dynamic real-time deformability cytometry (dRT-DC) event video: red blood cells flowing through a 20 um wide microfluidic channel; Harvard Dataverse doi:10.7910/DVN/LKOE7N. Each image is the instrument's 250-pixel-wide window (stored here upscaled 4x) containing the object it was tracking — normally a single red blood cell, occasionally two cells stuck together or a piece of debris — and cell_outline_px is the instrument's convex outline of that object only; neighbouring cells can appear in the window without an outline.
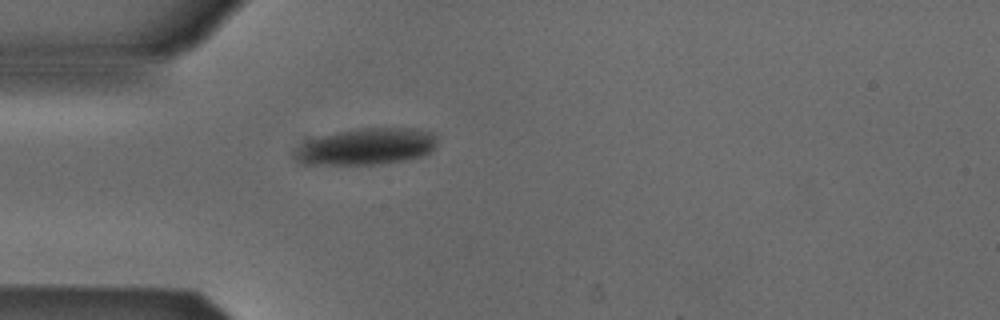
{"species": "Egyptian fruit bat (a non-hibernating species)", "species_latin": "Rousettus aegyptiacus", "temperature_condition": "cold", "stored_images_in_passage": 32, "camera_frame_rate_fps": 3000, "um_per_image_px": 0.085, "animal": {"sex": "male"}, "frame": {"image": 1, "passage_image": 1, "time_ms": 0.0, "image_size_px": [1000, 320], "cell_outline_px": [[440, 136], [436, 148], [432, 152], [420, 156], [404, 160], [380, 164], [304, 164], [296, 156], [300, 148], [304, 144], [312, 140], [324, 136], [340, 132], [360, 128], [416, 128], [432, 132]], "centroid_in_image_um": [31.35, 12.45], "position_along_channel_um": 53.7, "area_um2": 29.82}}
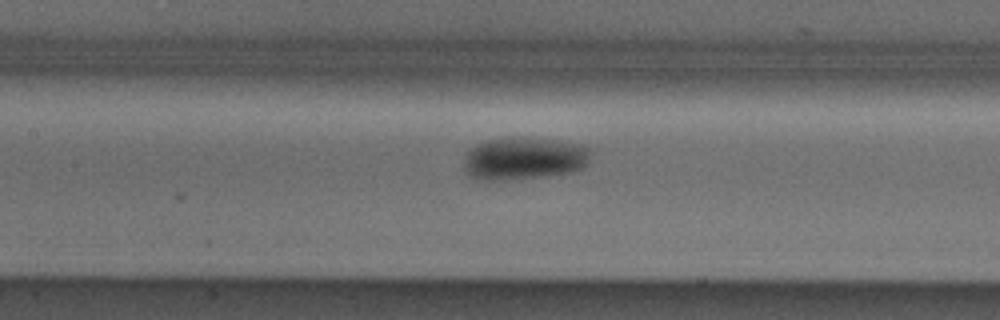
{"frame": {"image": 2, "passage_image": 10, "time_ms": 3.0, "image_size_px": [1000, 320], "cell_outline_px": [[592, 152], [584, 168], [572, 172], [548, 176], [500, 180], [476, 180], [468, 176], [464, 168], [464, 156], [472, 148], [488, 140], [512, 136], [552, 140], [584, 144]], "centroid_in_image_um": [44.55, 13.48], "position_along_channel_um": 162.9, "area_um2": 31.73}}
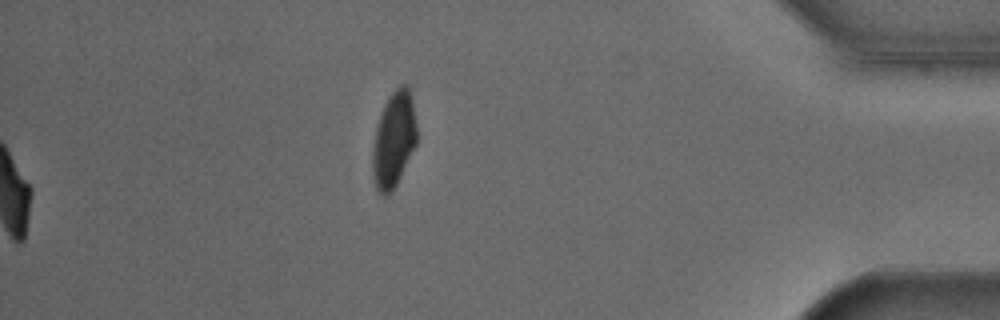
{"frame": {"image": 3, "passage_image": 32, "time_ms": 10.333, "image_size_px": [1000, 320], "cell_outline_px": [[416, 144], [392, 192], [388, 196], [384, 196], [376, 188], [372, 172], [372, 152], [376, 128], [384, 104], [392, 92], [400, 84], [408, 84], [412, 96], [416, 124]], "centroid_in_image_um": [33.47, 11.85], "position_along_channel_um": 401.7, "area_um2": 24.57}, "authors_computed_cell_mechanics": {"area_um2": 29.3624, "velocity_mm_per_s": 3.8716, "shape_relaxation_time_tau1_ms": 4.1298, "shape_relaxation_time_tau2_ms": null, "deformation_change_tau1": 0.1202, "deformation_change_tau2": null}}